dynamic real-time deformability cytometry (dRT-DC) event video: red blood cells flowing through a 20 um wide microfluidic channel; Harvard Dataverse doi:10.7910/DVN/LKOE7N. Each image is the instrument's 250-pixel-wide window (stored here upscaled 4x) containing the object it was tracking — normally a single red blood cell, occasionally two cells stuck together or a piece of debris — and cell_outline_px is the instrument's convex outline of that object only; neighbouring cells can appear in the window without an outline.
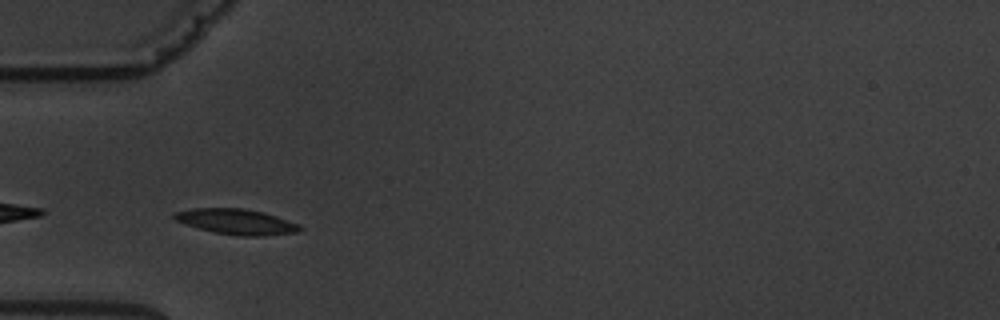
{"species": "common noctule bat (a hibernating species)", "species_latin": "Nyctalus noctula", "temperature_condition": "warm", "stored_images_in_passage": 11, "camera_frame_rate_fps": 3000, "um_per_image_px": 0.085, "animal": {"sex": "male", "body_mass_g": 19.5, "forearm_length_mm": 54.6}, "frame": {"image": 1, "passage_image": 2, "time_ms": 1.0, "image_size_px": [1000, 320], "cell_outline_px": [[304, 228], [300, 232], [264, 236], [240, 236], [216, 232], [184, 224], [176, 220], [172, 216], [176, 212], [192, 208], [244, 208], [264, 212], [300, 224]], "centroid_in_image_um": [20.16, 18.84], "position_along_channel_um": 64.8, "area_um2": 18.67}}
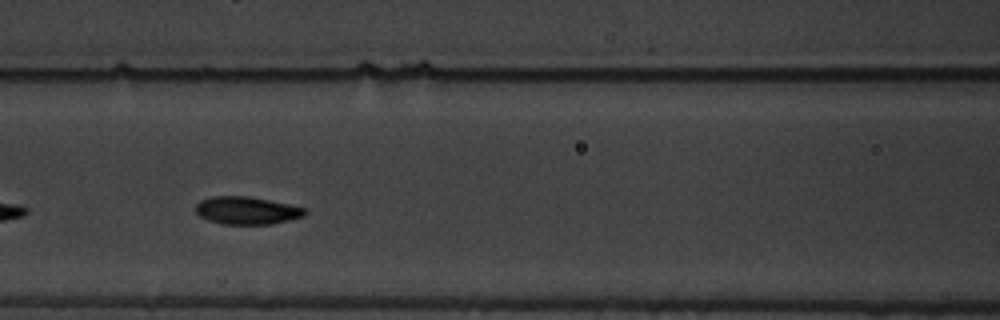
{"frame": {"image": 2, "passage_image": 4, "time_ms": 3.333, "image_size_px": [1000, 320], "cell_outline_px": [[308, 212], [304, 216], [272, 224], [220, 224], [208, 220], [200, 216], [196, 212], [196, 204], [200, 200], [212, 196], [248, 196], [308, 208]], "centroid_in_image_um": [20.99, 17.89], "position_along_channel_um": 145.6, "area_um2": 17.69}, "authors_computed_cell_mechanics": {"area_um2": 17.8602, "velocity_mm_per_s": 3.5181, "shape_relaxation_time_tau1_ms": 1.2231, "shape_relaxation_time_tau2_ms": null, "deformation_change_tau1": 0.0963, "deformation_change_tau2": null}}